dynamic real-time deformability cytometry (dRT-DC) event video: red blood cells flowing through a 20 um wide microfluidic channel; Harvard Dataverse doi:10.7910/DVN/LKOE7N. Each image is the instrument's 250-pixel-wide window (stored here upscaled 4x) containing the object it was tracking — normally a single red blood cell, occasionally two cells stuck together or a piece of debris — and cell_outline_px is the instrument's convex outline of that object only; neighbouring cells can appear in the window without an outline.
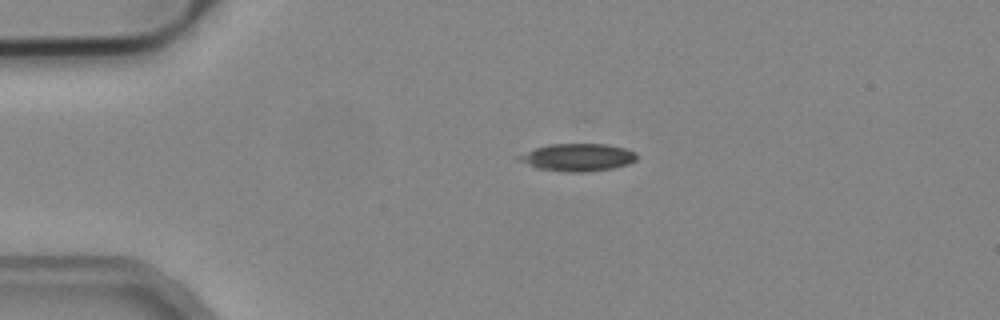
{"species": "common noctule bat (a hibernating species)", "species_latin": "Nyctalus noctula", "temperature_condition": "cold", "stored_images_in_passage": 24, "camera_frame_rate_fps": 3000, "um_per_image_px": 0.085, "animal": {"sex": "male", "body_mass_g": 19.2, "forearm_length_mm": 51.8}, "frame": {"image": 1, "passage_image": 1, "time_ms": 0.0, "image_size_px": [1000, 320], "cell_outline_px": [[640, 156], [636, 160], [628, 164], [612, 168], [588, 172], [564, 172], [536, 168], [520, 160], [516, 156], [536, 148], [548, 144], [608, 144], [624, 148], [636, 152]], "centroid_in_image_um": [49.15, 13.38], "position_along_channel_um": 35.8, "area_um2": 18.96}}
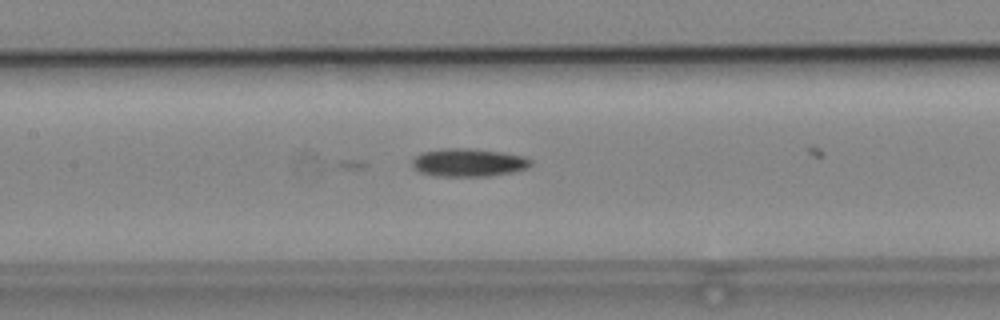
{"frame": {"image": 2, "passage_image": 14, "time_ms": 4.333, "image_size_px": [1000, 320], "cell_outline_px": [[532, 164], [528, 168], [516, 172], [488, 176], [436, 176], [420, 172], [412, 164], [412, 160], [420, 152], [440, 148], [468, 148], [504, 152], [524, 156], [532, 160]], "centroid_in_image_um": [39.86, 13.81], "position_along_channel_um": 167.5, "area_um2": 19.65}}
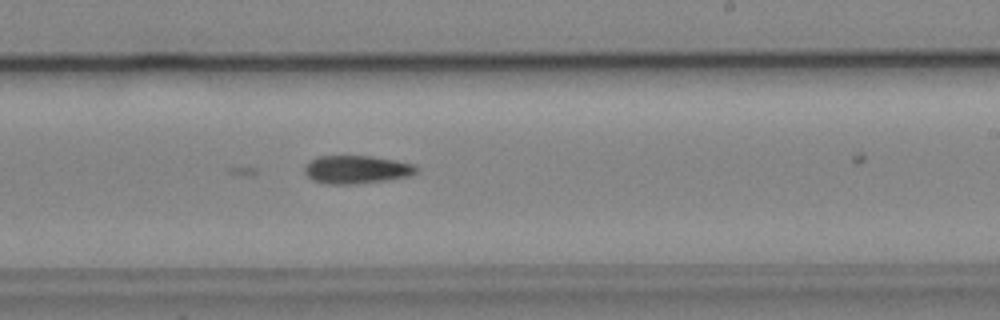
{"frame": {"image": 3, "passage_image": 21, "time_ms": 6.667, "image_size_px": [1000, 320], "cell_outline_px": [[420, 172], [408, 176], [384, 180], [356, 184], [328, 184], [312, 180], [304, 172], [304, 168], [312, 160], [320, 156], [372, 156], [396, 160], [416, 164], [420, 168]], "centroid_in_image_um": [30.38, 14.41], "position_along_channel_um": 258.6, "area_um2": 18.38}}